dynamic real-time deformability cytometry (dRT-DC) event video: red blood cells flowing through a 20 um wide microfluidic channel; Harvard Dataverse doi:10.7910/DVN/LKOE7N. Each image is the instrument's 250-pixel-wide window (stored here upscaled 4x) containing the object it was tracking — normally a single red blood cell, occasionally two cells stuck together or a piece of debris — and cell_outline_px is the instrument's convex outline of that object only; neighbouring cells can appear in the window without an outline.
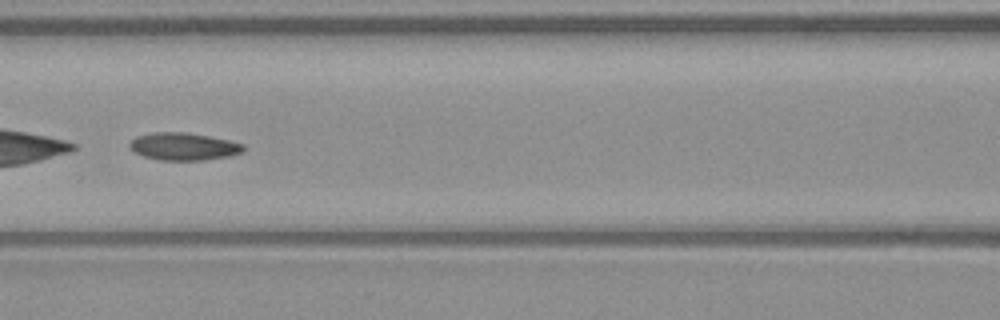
{"species": "common noctule bat (a hibernating species)", "species_latin": "Nyctalus noctula", "temperature_condition": "warm", "stored_images_in_passage": 48, "camera_frame_rate_fps": 3000, "um_per_image_px": 0.085, "animal": {"sex": "male", "body_mass_g": 23.1, "forearm_length_mm": 52.7}, "frame": {"image": 1, "passage_image": 21, "time_ms": 6.667, "image_size_px": [1000, 320], "cell_outline_px": [[244, 152], [228, 156], [204, 160], [160, 160], [144, 156], [136, 152], [128, 144], [136, 136], [152, 132], [188, 132], [228, 140], [244, 144]], "centroid_in_image_um": [15.62, 12.44], "position_along_channel_um": 151.0, "area_um2": 18.15}}
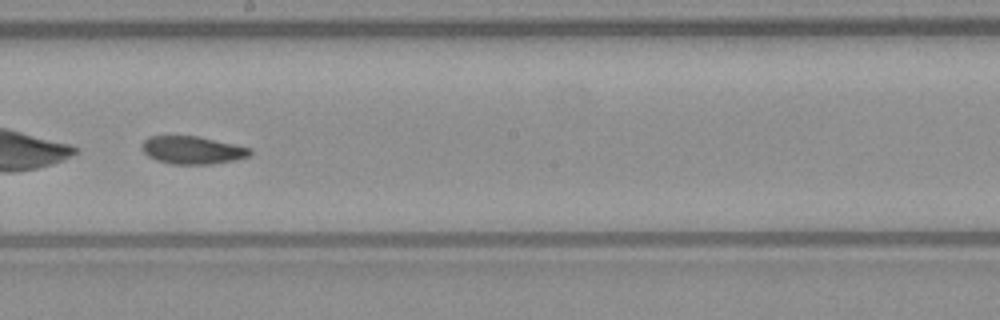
{"frame": {"image": 2, "passage_image": 27, "time_ms": 8.667, "image_size_px": [1000, 320], "cell_outline_px": [[252, 156], [212, 164], [172, 164], [156, 160], [148, 156], [144, 152], [144, 140], [148, 136], [196, 136], [236, 144], [252, 148]], "centroid_in_image_um": [16.41, 12.76], "position_along_channel_um": 231.8, "area_um2": 17.46}}
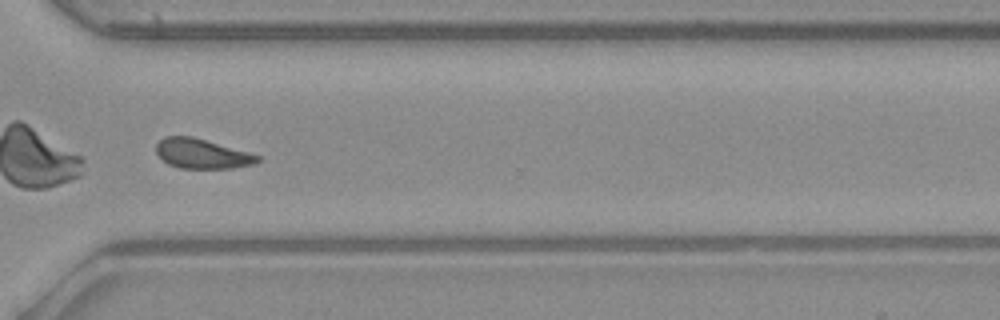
{"frame": {"image": 3, "passage_image": 36, "time_ms": 11.667, "image_size_px": [1000, 320], "cell_outline_px": [[260, 160], [256, 164], [232, 168], [180, 168], [168, 164], [156, 152], [156, 144], [164, 136], [192, 136], [248, 152], [260, 156]], "centroid_in_image_um": [17.17, 13.06], "position_along_channel_um": 353.4, "area_um2": 17.46}, "authors_computed_cell_mechanics": {"area_um2": 18.2937, "velocity_mm_per_s": 4.0547, "shape_relaxation_time_tau1_ms": null, "shape_relaxation_time_tau2_ms": 3.6007, "deformation_change_tau1": null, "deformation_change_tau2": 0.0932}}